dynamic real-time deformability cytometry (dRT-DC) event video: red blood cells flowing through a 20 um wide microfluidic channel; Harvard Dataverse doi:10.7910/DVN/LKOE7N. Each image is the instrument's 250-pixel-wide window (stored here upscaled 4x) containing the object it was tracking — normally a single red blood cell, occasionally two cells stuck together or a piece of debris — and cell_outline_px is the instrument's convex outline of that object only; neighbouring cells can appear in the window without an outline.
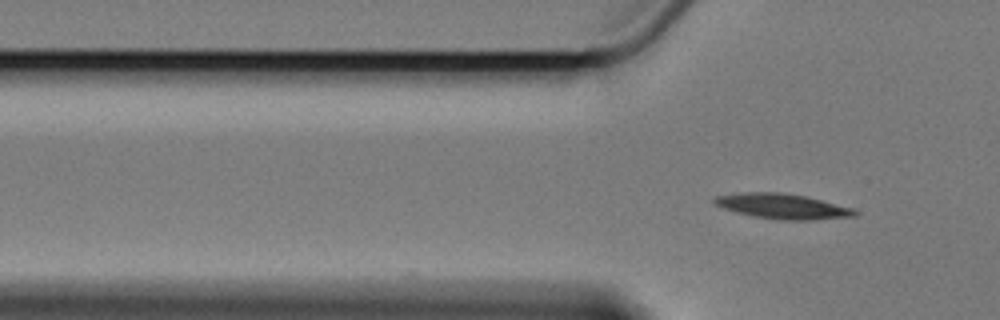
{"species": "Egyptian fruit bat (a non-hibernating species)", "species_latin": "Rousettus aegyptiacus", "temperature_condition": "cold", "stored_images_in_passage": 2, "camera_frame_rate_fps": 3000, "um_per_image_px": 0.085, "animal": {"sex": "female"}, "frame": {"image": 1, "passage_image": 2, "time_ms": 1.333, "image_size_px": [1000, 320], "cell_outline_px": [[856, 216], [816, 220], [780, 220], [752, 216], [724, 208], [716, 204], [712, 200], [716, 196], [744, 192], [780, 192], [804, 196], [852, 208], [856, 212]], "centroid_in_image_um": [66.51, 17.54], "position_along_channel_um": 59.3, "area_um2": 20.29}}